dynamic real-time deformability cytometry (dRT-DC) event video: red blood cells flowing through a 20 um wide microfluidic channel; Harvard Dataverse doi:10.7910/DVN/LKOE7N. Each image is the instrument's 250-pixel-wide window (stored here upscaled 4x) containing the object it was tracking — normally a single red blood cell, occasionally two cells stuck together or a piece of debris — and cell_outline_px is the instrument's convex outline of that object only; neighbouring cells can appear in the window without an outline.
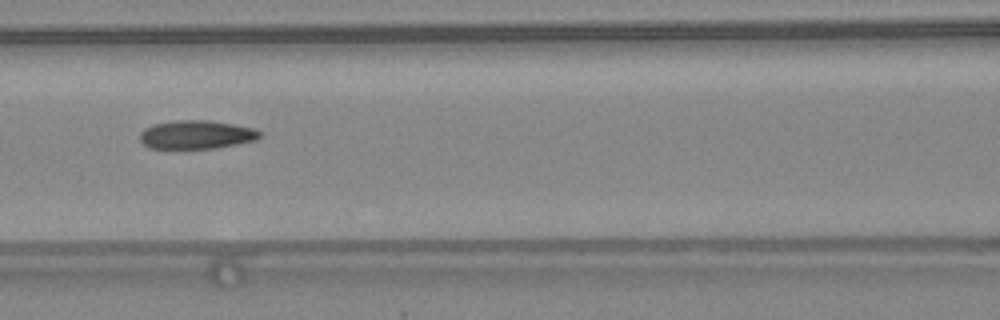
{"species": "common noctule bat (a hibernating species)", "species_latin": "Nyctalus noctula", "temperature_condition": "warm", "stored_images_in_passage": 3, "camera_frame_rate_fps": 3000, "um_per_image_px": 0.085, "animal": {"sex": "female", "body_mass_g": 24.6, "forearm_length_mm": 56.2}, "frame": {"image": 1, "passage_image": 3, "time_ms": 0.667, "image_size_px": [1000, 320], "cell_outline_px": [[260, 136], [256, 140], [236, 144], [212, 148], [148, 148], [140, 140], [140, 132], [144, 128], [152, 124], [176, 120], [208, 120], [232, 124], [252, 128], [260, 132]], "centroid_in_image_um": [16.64, 11.44], "position_along_channel_um": 150.0, "area_um2": 19.77}}